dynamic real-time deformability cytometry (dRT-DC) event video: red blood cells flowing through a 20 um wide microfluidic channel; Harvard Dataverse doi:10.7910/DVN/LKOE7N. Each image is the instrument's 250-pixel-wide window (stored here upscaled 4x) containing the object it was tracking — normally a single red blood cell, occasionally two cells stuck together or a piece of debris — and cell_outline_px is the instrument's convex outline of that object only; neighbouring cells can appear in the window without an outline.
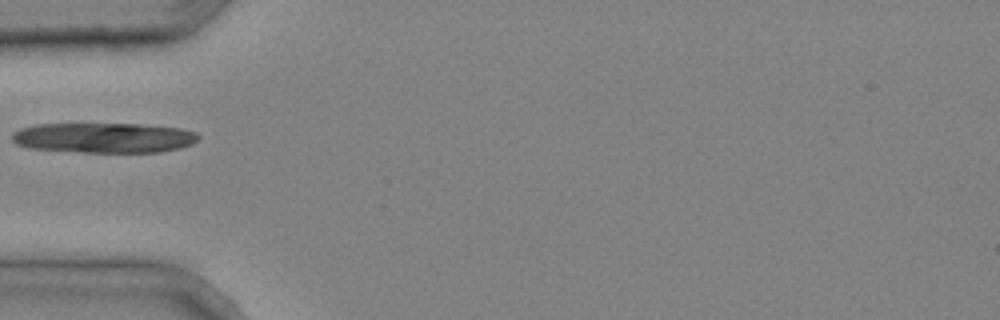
{"species": "common noctule bat (a hibernating species)", "species_latin": "Nyctalus noctula", "temperature_condition": "cold", "stored_images_in_passage": 18, "camera_frame_rate_fps": 3000, "um_per_image_px": 0.085, "animal": {"sex": "male", "body_mass_g": 20.4}, "frame": {"image": 1, "passage_image": 1, "time_ms": 0.0, "image_size_px": [1000, 320], "cell_outline_px": [[200, 136], [192, 144], [180, 148], [160, 152], [80, 152], [28, 148], [16, 144], [12, 140], [12, 132], [20, 128], [36, 124], [140, 124], [180, 128], [196, 132]], "centroid_in_image_um": [8.81, 11.71], "position_along_channel_um": 76.2, "area_um2": 32.83}}